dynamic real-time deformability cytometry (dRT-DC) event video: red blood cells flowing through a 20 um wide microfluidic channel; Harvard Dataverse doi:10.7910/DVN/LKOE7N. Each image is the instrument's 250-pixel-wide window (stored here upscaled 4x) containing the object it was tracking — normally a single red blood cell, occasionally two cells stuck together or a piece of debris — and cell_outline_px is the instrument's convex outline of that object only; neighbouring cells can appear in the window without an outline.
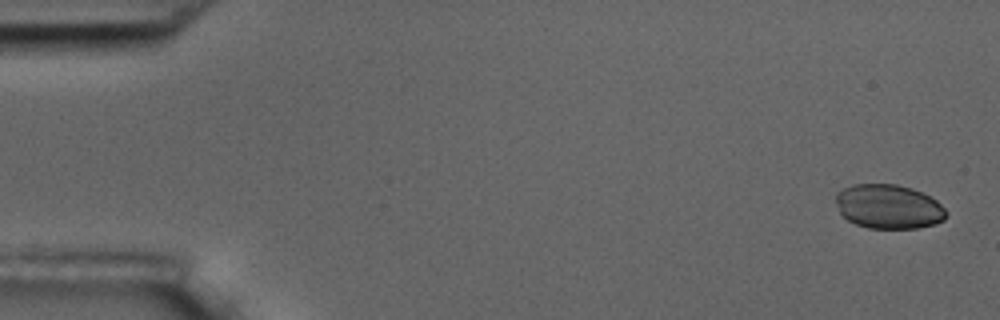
{"species": "common noctule bat (a hibernating species)", "species_latin": "Nyctalus noctula", "temperature_condition": "room temperature", "stored_images_in_passage": 6, "camera_frame_rate_fps": 3000, "um_per_image_px": 0.085, "animal": {"sex": "male", "body_mass_g": 17.5, "forearm_length_mm": 52.3}, "frame": {"image": 1, "passage_image": 1, "time_ms": 0.0, "image_size_px": [1000, 320], "cell_outline_px": [[948, 216], [944, 220], [936, 224], [916, 228], [868, 228], [856, 224], [848, 220], [840, 212], [836, 204], [836, 192], [852, 184], [896, 184], [912, 188], [936, 200], [948, 212]], "centroid_in_image_um": [75.54, 17.56], "position_along_channel_um": 9.5, "area_um2": 28.55}}
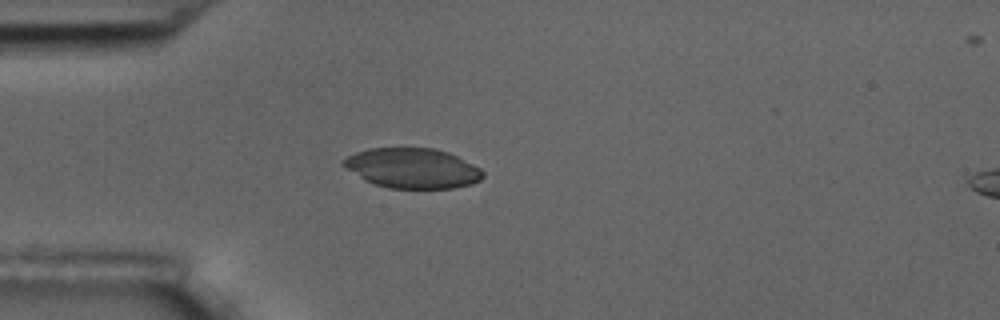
{"frame": {"image": 2, "passage_image": 5, "time_ms": 4.667, "image_size_px": [1000, 320], "cell_outline_px": [[484, 176], [480, 180], [472, 184], [452, 188], [388, 188], [364, 180], [340, 164], [348, 156], [356, 152], [372, 148], [436, 148], [448, 152], [480, 168], [484, 172]], "centroid_in_image_um": [35.07, 14.3], "position_along_channel_um": 49.9, "area_um2": 32.37}}